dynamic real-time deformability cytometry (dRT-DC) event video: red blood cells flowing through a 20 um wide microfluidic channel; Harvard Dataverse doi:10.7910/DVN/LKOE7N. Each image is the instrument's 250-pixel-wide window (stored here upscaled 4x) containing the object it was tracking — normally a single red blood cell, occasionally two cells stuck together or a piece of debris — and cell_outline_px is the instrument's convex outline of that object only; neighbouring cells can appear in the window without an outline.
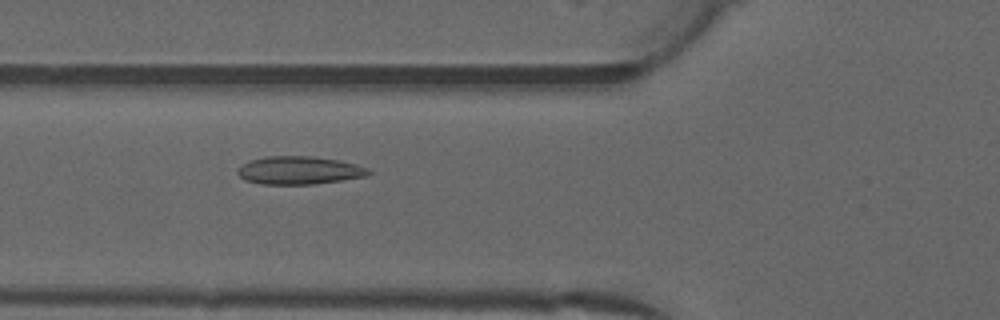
{"species": "common noctule bat (a hibernating species)", "species_latin": "Nyctalus noctula", "temperature_condition": "warm", "stored_images_in_passage": 49, "camera_frame_rate_fps": 3000, "um_per_image_px": 0.085, "animal": {"sex": "male", "forearm_length_mm": 52.5}, "frame": {"image": 1, "passage_image": 17, "time_ms": 5.333, "image_size_px": [1000, 320], "cell_outline_px": [[372, 172], [368, 176], [312, 184], [260, 184], [244, 180], [236, 172], [244, 164], [252, 160], [264, 156], [312, 156], [340, 160], [356, 164], [368, 168]], "centroid_in_image_um": [25.45, 14.48], "position_along_channel_um": 100.3, "area_um2": 21.33}}
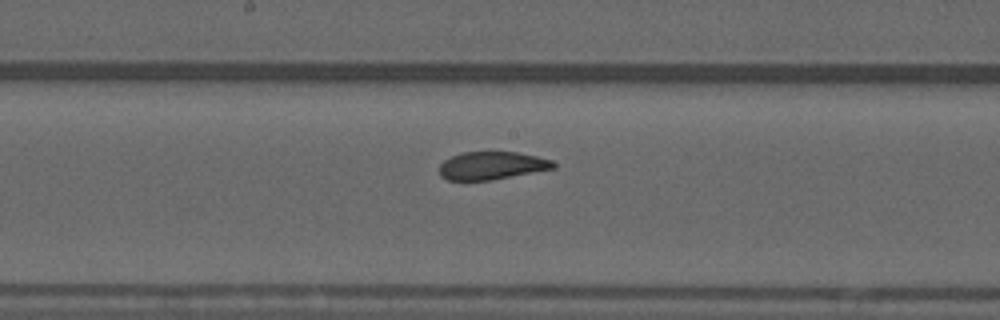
{"frame": {"image": 2, "passage_image": 25, "time_ms": 8.0, "image_size_px": [1000, 320], "cell_outline_px": [[556, 168], [492, 180], [448, 180], [440, 176], [440, 164], [444, 160], [452, 156], [464, 152], [520, 152], [552, 160], [556, 164]], "centroid_in_image_um": [41.82, 14.08], "position_along_channel_um": 206.4, "area_um2": 18.55}}
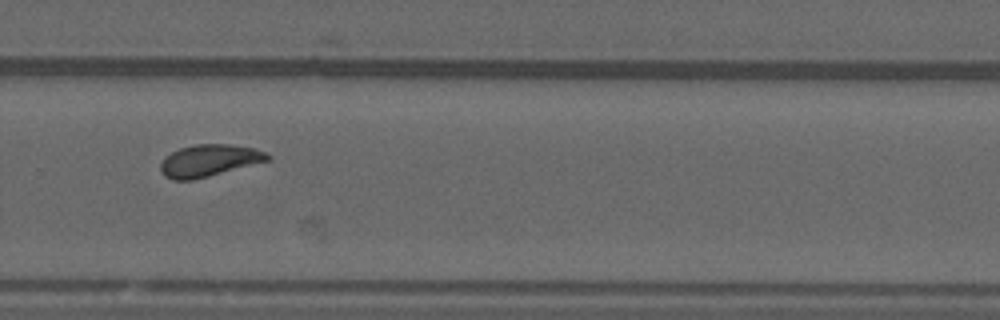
{"frame": {"image": 3, "passage_image": 33, "time_ms": 10.667, "image_size_px": [1000, 320], "cell_outline_px": [[272, 156], [268, 160], [208, 176], [192, 180], [172, 180], [164, 176], [160, 172], [160, 164], [164, 156], [180, 148], [196, 144], [228, 144], [252, 148], [268, 152]], "centroid_in_image_um": [17.73, 13.64], "position_along_channel_um": 312.1, "area_um2": 19.83}, "authors_computed_cell_mechanics": {"area_um2": 20.23, "velocity_mm_per_s": 3.9866, "shape_relaxation_time_tau1_ms": null, "shape_relaxation_time_tau2_ms": 1.4023, "deformation_change_tau1": null, "deformation_change_tau2": 0.0716}}